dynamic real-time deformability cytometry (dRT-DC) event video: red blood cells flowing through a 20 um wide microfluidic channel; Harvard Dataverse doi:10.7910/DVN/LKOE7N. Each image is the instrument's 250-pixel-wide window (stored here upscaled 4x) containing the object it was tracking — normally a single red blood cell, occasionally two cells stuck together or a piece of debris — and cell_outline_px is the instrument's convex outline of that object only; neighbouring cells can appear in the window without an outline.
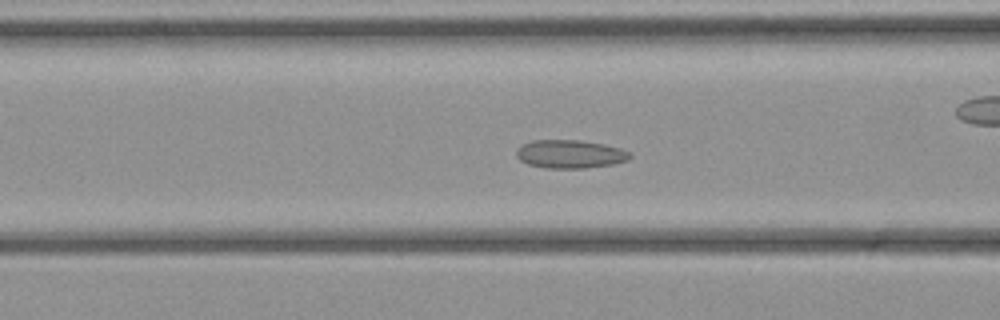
{"species": "common noctule bat (a hibernating species)", "species_latin": "Nyctalus noctula", "temperature_condition": "cold", "stored_images_in_passage": 40, "camera_frame_rate_fps": 3000, "um_per_image_px": 0.085, "animal": {"sex": "female", "body_mass_g": 21.9}, "frame": {"image": 1, "passage_image": 12, "time_ms": 3.667, "image_size_px": [1000, 320], "cell_outline_px": [[632, 156], [628, 160], [612, 164], [584, 168], [544, 168], [528, 164], [520, 160], [516, 156], [516, 148], [520, 144], [532, 140], [580, 140], [604, 144], [620, 148], [632, 152]], "centroid_in_image_um": [48.44, 13.09], "position_along_channel_um": 118.2, "area_um2": 18.96}}
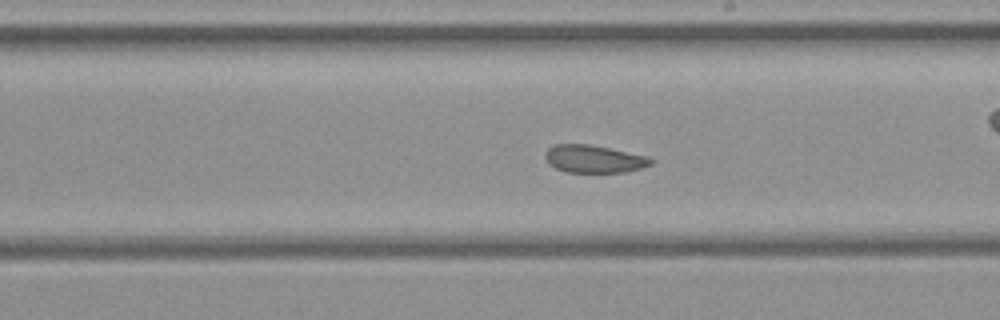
{"frame": {"image": 2, "passage_image": 20, "time_ms": 6.333, "image_size_px": [1000, 320], "cell_outline_px": [[652, 164], [640, 168], [624, 172], [568, 172], [556, 168], [548, 164], [544, 156], [548, 148], [552, 144], [588, 144], [648, 156], [652, 160]], "centroid_in_image_um": [50.44, 13.5], "position_along_channel_um": 238.6, "area_um2": 16.94}}
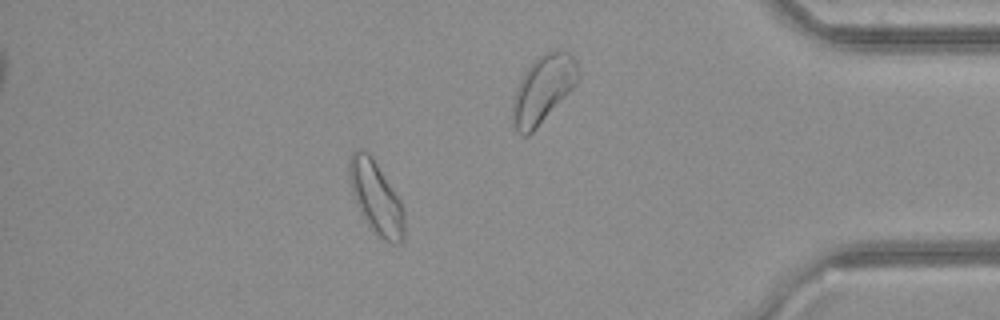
{"frame": {"image": 3, "passage_image": 34, "time_ms": 11.0, "image_size_px": [1000, 320], "cell_outline_px": [[404, 240], [400, 244], [392, 244], [376, 236], [372, 232], [360, 212], [356, 204], [352, 192], [348, 172], [348, 164], [352, 152], [356, 148], [364, 148], [372, 156], [400, 200], [404, 208]], "centroid_in_image_um": [31.96, 16.81], "position_along_channel_um": 403.2, "area_um2": 23.7}}